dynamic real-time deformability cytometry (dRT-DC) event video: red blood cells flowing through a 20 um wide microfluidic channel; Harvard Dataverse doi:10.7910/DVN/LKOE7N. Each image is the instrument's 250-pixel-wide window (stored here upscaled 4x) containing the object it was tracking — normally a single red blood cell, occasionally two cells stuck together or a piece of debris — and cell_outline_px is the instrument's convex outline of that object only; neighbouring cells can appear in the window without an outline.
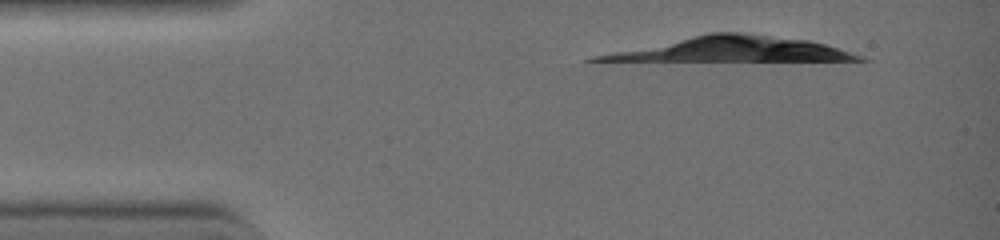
{"species": "common noctule bat (a hibernating species)", "species_latin": "Nyctalus noctula", "temperature_condition": "warm", "stored_images_in_passage": 1, "camera_frame_rate_fps": 3000, "um_per_image_px": 0.085, "animal": {"sex": "female", "body_mass_g": 19.0, "forearm_length_mm": 51.5}, "frame": {"image": 1, "passage_image": 1, "time_ms": 0.0, "image_size_px": [1000, 240], "cell_outline_px": [[872, 60], [584, 60], [592, 56], [708, 32], [744, 32], [812, 40], [864, 56]], "centroid_in_image_um": [62.27, 4.18], "position_along_channel_um": 22.7, "area_um2": 37.22}}